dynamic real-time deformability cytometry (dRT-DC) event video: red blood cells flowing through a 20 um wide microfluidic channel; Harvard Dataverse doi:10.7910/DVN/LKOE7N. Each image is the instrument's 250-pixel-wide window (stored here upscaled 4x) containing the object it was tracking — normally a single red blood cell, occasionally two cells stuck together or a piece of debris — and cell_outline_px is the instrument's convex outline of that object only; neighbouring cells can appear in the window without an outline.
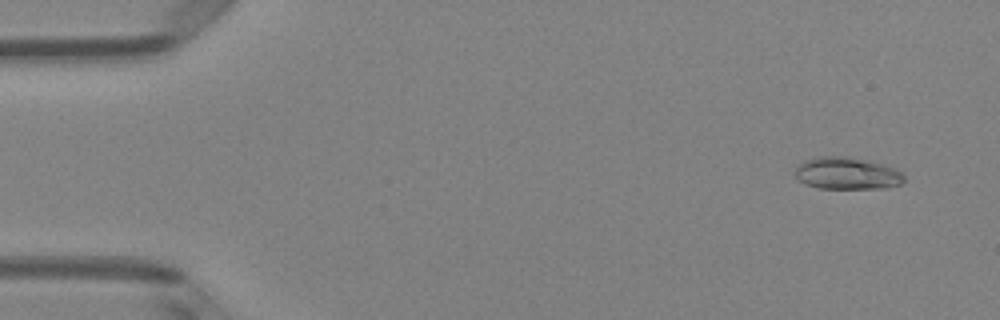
{"species": "Egyptian fruit bat (a non-hibernating species)", "species_latin": "Rousettus aegyptiacus", "temperature_condition": "room temperature", "stored_images_in_passage": 4, "camera_frame_rate_fps": 3000, "um_per_image_px": 0.085, "animal": {"sex": "female"}, "frame": {"image": 1, "passage_image": 1, "time_ms": 0.0, "image_size_px": [1000, 320], "cell_outline_px": [[904, 180], [900, 184], [884, 188], [820, 188], [804, 184], [796, 180], [796, 164], [804, 160], [820, 156], [848, 156], [872, 160], [892, 168], [900, 172], [904, 176]], "centroid_in_image_um": [71.95, 14.72], "position_along_channel_um": 13.1, "area_um2": 20.58}}
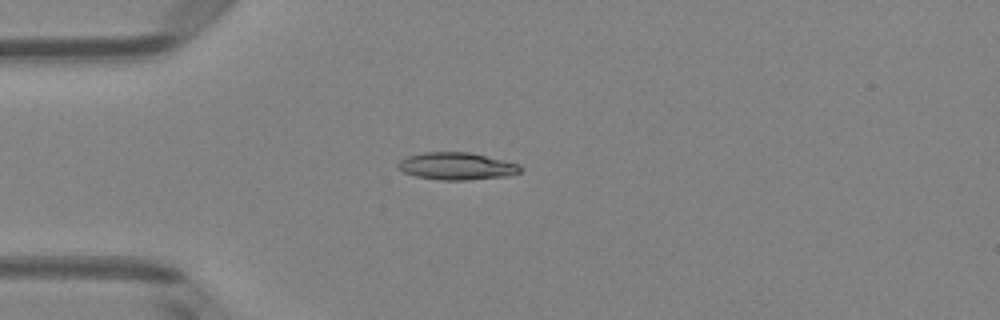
{"frame": {"image": 2, "passage_image": 4, "time_ms": 1.0, "image_size_px": [1000, 320], "cell_outline_px": [[524, 168], [520, 172], [512, 176], [468, 180], [440, 180], [416, 176], [404, 172], [396, 168], [396, 164], [400, 160], [408, 156], [424, 152], [468, 152], [504, 160], [520, 164]], "centroid_in_image_um": [38.85, 14.13], "position_along_channel_um": 46.2, "area_um2": 19.71}}